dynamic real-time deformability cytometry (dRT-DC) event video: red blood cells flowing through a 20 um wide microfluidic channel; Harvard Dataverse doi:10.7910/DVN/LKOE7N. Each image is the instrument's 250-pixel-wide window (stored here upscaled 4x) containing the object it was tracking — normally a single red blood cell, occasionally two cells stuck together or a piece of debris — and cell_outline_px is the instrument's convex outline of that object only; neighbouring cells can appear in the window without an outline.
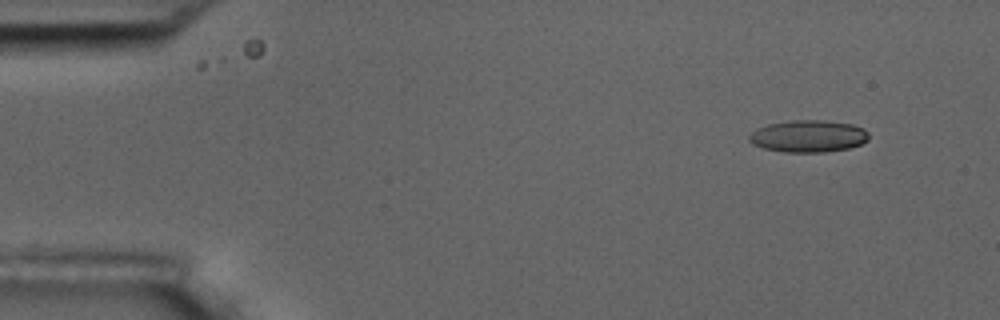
{"species": "common noctule bat (a hibernating species)", "species_latin": "Nyctalus noctula", "temperature_condition": "room temperature", "stored_images_in_passage": 53, "camera_frame_rate_fps": 3000, "um_per_image_px": 0.085, "animal": {"sex": "male", "body_mass_g": 17.5, "forearm_length_mm": 52.3}, "frame": {"image": 1, "passage_image": 2, "time_ms": 0.333, "image_size_px": [1000, 320], "cell_outline_px": [[868, 140], [860, 144], [848, 148], [824, 152], [784, 152], [764, 148], [752, 144], [748, 140], [748, 136], [756, 128], [768, 124], [792, 120], [824, 120], [852, 124], [864, 128], [868, 132]], "centroid_in_image_um": [68.69, 11.57], "position_along_channel_um": 16.3, "area_um2": 22.43}}
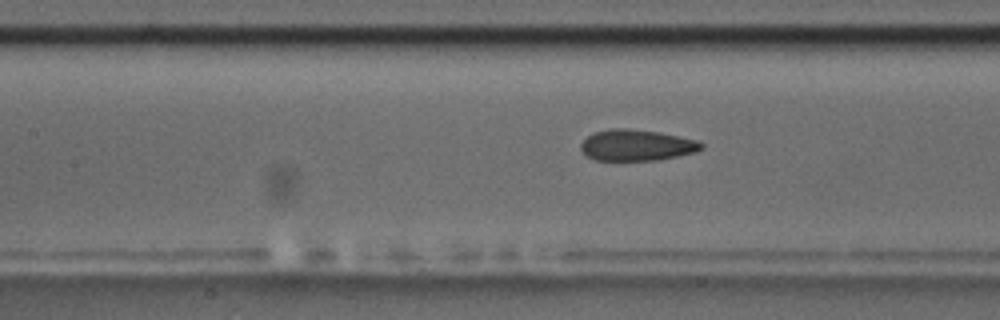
{"frame": {"image": 2, "passage_image": 22, "time_ms": 7.0, "image_size_px": [1000, 320], "cell_outline_px": [[704, 148], [696, 152], [660, 160], [596, 160], [588, 156], [580, 148], [580, 144], [592, 132], [612, 128], [628, 128], [660, 132], [700, 140], [704, 144]], "centroid_in_image_um": [54.17, 12.33], "position_along_channel_um": 153.2, "area_um2": 22.14}}
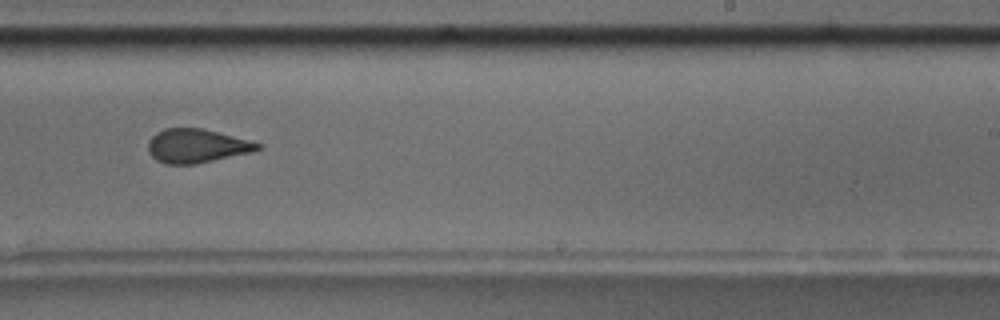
{"frame": {"image": 3, "passage_image": 32, "time_ms": 10.333, "image_size_px": [1000, 320], "cell_outline_px": [[260, 148], [252, 152], [196, 164], [168, 164], [156, 160], [148, 152], [148, 140], [156, 132], [164, 128], [200, 128], [248, 140], [260, 144]], "centroid_in_image_um": [16.66, 12.4], "position_along_channel_um": 272.3, "area_um2": 21.39}, "authors_computed_cell_mechanics": {"area_um2": 22.3686, "velocity_mm_per_s": 3.5832, "shape_relaxation_time_tau1_ms": 4.8338, "shape_relaxation_time_tau2_ms": 1.6584, "deformation_change_tau1": 0.1392, "deformation_change_tau2": 0.0833}}